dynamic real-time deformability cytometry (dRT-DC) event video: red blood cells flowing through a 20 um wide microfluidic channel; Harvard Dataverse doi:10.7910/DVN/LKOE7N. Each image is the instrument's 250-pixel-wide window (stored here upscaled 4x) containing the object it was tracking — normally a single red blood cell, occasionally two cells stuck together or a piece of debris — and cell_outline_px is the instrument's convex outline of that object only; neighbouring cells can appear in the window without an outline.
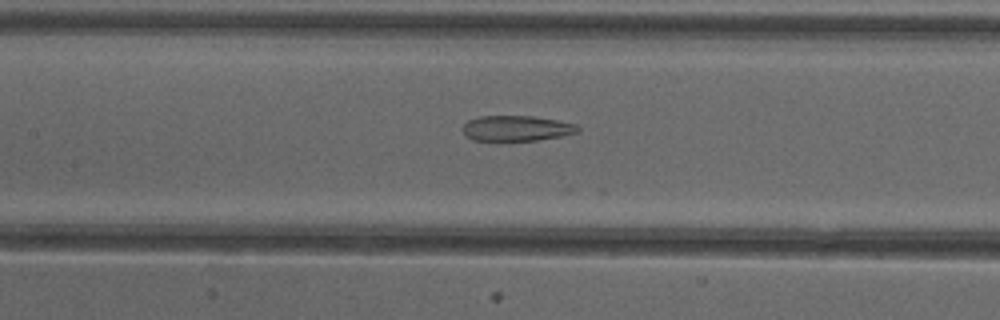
{"species": "common noctule bat (a hibernating species)", "species_latin": "Nyctalus noctula", "temperature_condition": "cold", "stored_images_in_passage": 45, "segment_of_instrument_passage": [2, 2], "camera_frame_rate_fps": 3000, "um_per_image_px": 0.085, "animal": {"sex": "female"}, "frame": {"image": 1, "passage_image": 24, "time_ms": 7.667, "image_size_px": [1000, 320], "cell_outline_px": [[580, 132], [560, 136], [536, 140], [472, 140], [464, 136], [460, 128], [468, 120], [476, 116], [532, 116], [556, 120], [576, 124], [580, 128]], "centroid_in_image_um": [43.85, 10.9], "position_along_channel_um": 163.6, "area_um2": 17.17}}
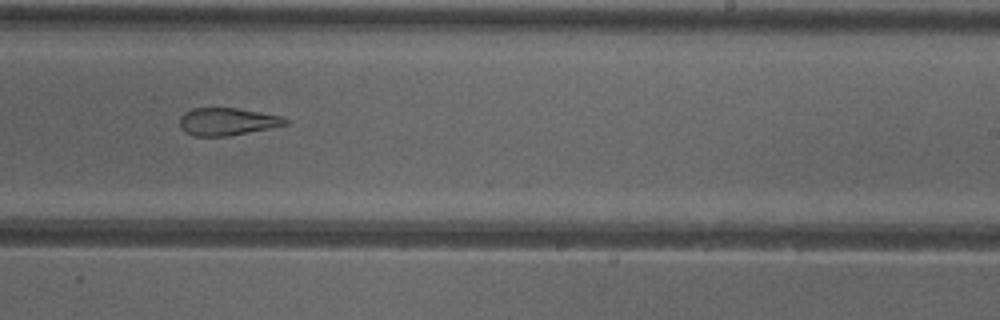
{"frame": {"image": 2, "passage_image": 32, "time_ms": 10.333, "image_size_px": [1000, 320], "cell_outline_px": [[288, 124], [228, 136], [196, 136], [184, 132], [180, 128], [180, 116], [184, 112], [192, 108], [236, 108], [284, 116], [288, 120]], "centroid_in_image_um": [19.29, 10.33], "position_along_channel_um": 269.7, "area_um2": 16.94}}
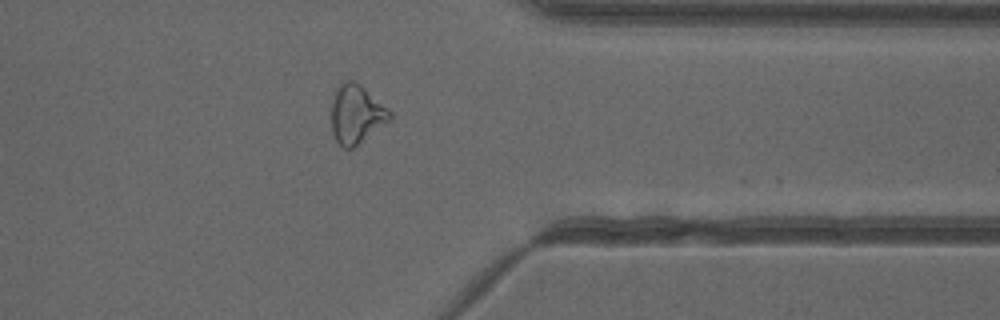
{"frame": {"image": 3, "passage_image": 41, "time_ms": 13.333, "image_size_px": [1000, 320], "cell_outline_px": [[392, 120], [352, 148], [344, 148], [336, 140], [332, 132], [332, 100], [340, 84], [348, 80], [352, 80], [360, 84], [388, 108], [392, 112]], "centroid_in_image_um": [30.32, 9.71], "position_along_channel_um": 381.1, "area_um2": 19.83}}